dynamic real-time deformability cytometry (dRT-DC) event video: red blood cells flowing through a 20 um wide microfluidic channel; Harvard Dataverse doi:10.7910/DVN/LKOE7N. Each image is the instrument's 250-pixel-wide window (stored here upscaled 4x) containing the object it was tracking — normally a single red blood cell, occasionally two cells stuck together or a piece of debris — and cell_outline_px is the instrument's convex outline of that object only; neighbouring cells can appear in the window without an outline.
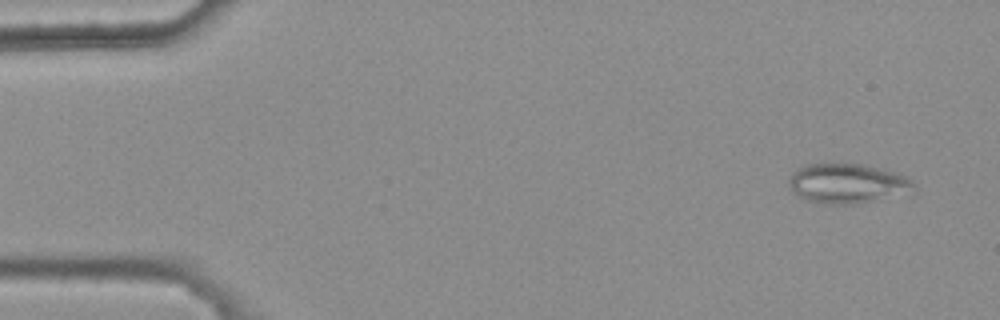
{"species": "common noctule bat (a hibernating species)", "species_latin": "Nyctalus noctula", "temperature_condition": "warm", "stored_images_in_passage": 5, "camera_frame_rate_fps": 3000, "um_per_image_px": 0.085, "animal": {"sex": "female", "body_mass_g": 25.1}, "frame": {"image": 1, "passage_image": 1, "time_ms": 0.0, "image_size_px": [1000, 320], "cell_outline_px": [[916, 192], [912, 196], [856, 204], [832, 204], [808, 200], [800, 196], [792, 188], [788, 180], [792, 172], [804, 164], [864, 164], [896, 172], [912, 180], [916, 188]], "centroid_in_image_um": [72.19, 15.62], "position_along_channel_um": 12.8, "area_um2": 29.54}}